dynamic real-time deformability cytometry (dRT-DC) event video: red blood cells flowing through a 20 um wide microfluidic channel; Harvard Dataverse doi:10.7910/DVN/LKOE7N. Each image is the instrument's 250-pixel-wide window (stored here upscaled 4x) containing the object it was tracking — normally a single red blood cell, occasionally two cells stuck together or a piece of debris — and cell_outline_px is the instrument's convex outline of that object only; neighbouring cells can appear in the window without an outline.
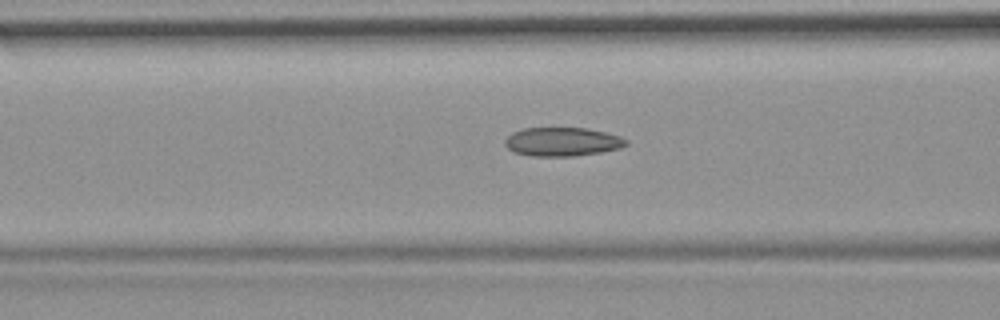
{"species": "common noctule bat (a hibernating species)", "species_latin": "Nyctalus noctula", "temperature_condition": "room temperature", "stored_images_in_passage": 47, "camera_frame_rate_fps": 3000, "um_per_image_px": 0.085, "animal": {"sex": "female", "body_mass_g": 19.9}, "frame": {"image": 1, "passage_image": 14, "time_ms": 4.333, "image_size_px": [1000, 320], "cell_outline_px": [[628, 144], [620, 148], [600, 152], [572, 156], [532, 156], [512, 152], [504, 144], [504, 140], [512, 132], [524, 128], [588, 128], [620, 136], [628, 140]], "centroid_in_image_um": [47.78, 12.05], "position_along_channel_um": 118.8, "area_um2": 20.35}, "authors_computed_cell_mechanics": {"area_um2": 19.9988, "velocity_mm_per_s": 3.7301, "shape_relaxation_time_tau1_ms": null, "shape_relaxation_time_tau2_ms": 2.3634, "deformation_change_tau1": null, "deformation_change_tau2": 0.0908}}